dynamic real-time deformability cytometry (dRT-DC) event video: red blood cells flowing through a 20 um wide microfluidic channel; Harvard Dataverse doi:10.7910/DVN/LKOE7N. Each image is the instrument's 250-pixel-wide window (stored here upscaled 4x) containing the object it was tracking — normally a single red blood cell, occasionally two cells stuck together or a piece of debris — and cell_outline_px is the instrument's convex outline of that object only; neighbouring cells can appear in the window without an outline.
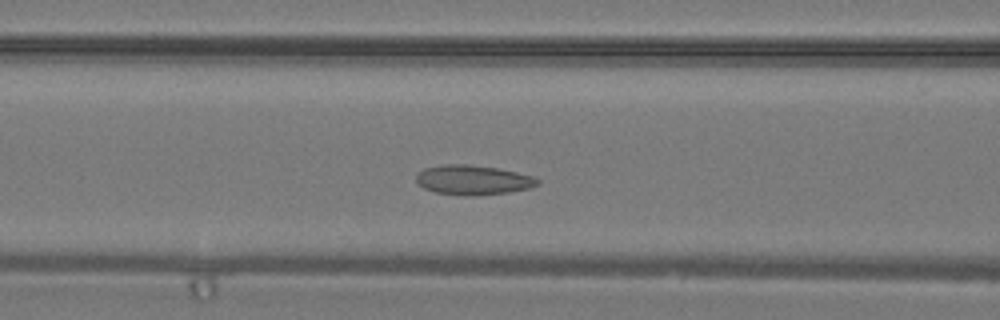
{"species": "common noctule bat (a hibernating species)", "species_latin": "Nyctalus noctula", "temperature_condition": "warm", "stored_images_in_passage": 29, "camera_frame_rate_fps": 3000, "um_per_image_px": 0.085, "animal": {"sex": "male", "body_mass_g": 19.2, "forearm_length_mm": 51.8}, "frame": {"image": 1, "passage_image": 11, "time_ms": 3.333, "image_size_px": [1000, 320], "cell_outline_px": [[540, 184], [532, 188], [508, 192], [476, 196], [464, 196], [436, 192], [424, 188], [416, 180], [416, 172], [424, 168], [444, 164], [468, 164], [496, 168], [516, 172], [532, 176], [540, 180]], "centroid_in_image_um": [40.21, 15.3], "position_along_channel_um": 126.4, "area_um2": 21.1}}
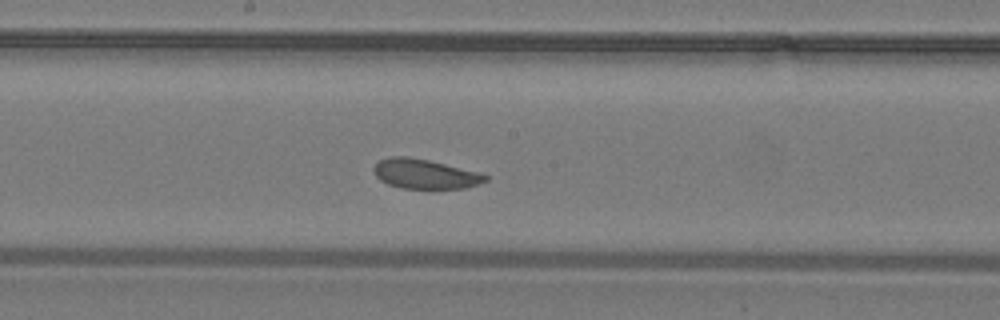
{"frame": {"image": 2, "passage_image": 16, "time_ms": 5.0, "image_size_px": [1000, 320], "cell_outline_px": [[488, 180], [468, 188], [400, 188], [388, 184], [380, 180], [376, 176], [372, 168], [380, 160], [388, 156], [404, 156], [428, 160], [480, 172], [488, 176]], "centroid_in_image_um": [36.12, 14.78], "position_along_channel_um": 212.1, "area_um2": 19.25}}
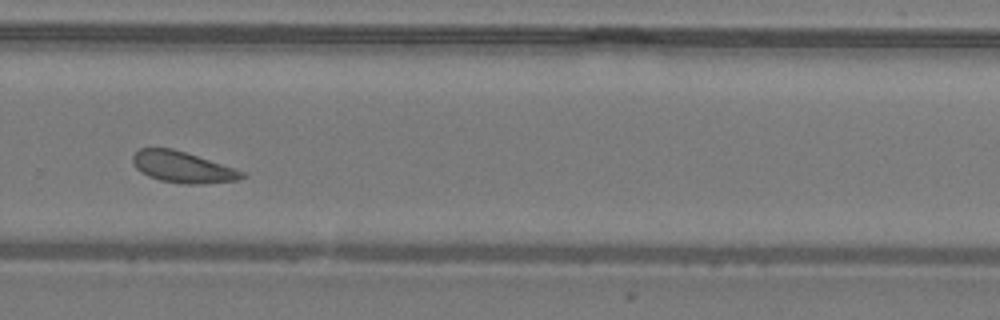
{"frame": {"image": 3, "passage_image": 22, "time_ms": 7.0, "image_size_px": [1000, 320], "cell_outline_px": [[248, 176], [236, 180], [200, 184], [184, 184], [160, 180], [148, 176], [140, 172], [136, 168], [132, 160], [132, 156], [140, 148], [172, 148], [248, 172]], "centroid_in_image_um": [15.55, 14.21], "position_along_channel_um": 314.3, "area_um2": 19.88}}